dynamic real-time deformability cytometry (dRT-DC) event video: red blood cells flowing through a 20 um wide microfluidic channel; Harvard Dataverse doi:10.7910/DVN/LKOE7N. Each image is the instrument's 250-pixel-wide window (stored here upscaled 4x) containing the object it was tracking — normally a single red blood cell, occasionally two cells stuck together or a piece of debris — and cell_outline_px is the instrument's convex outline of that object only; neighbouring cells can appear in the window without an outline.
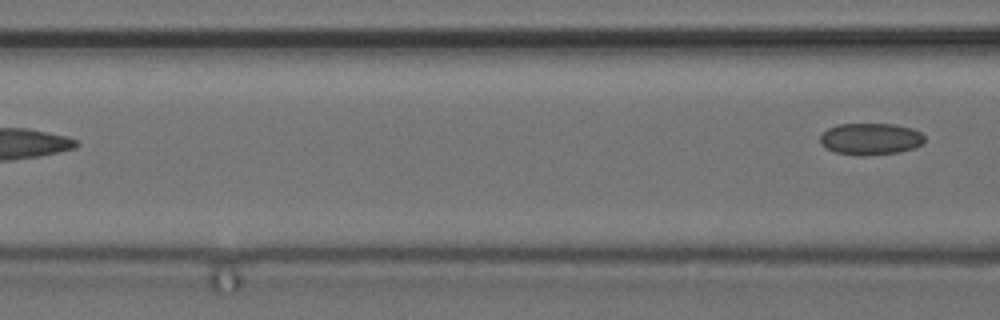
{"species": "common noctule bat (a hibernating species)", "species_latin": "Nyctalus noctula", "temperature_condition": "cold", "stored_images_in_passage": 6, "camera_frame_rate_fps": 3000, "um_per_image_px": 0.085, "animal": {"sex": "female", "body_mass_g": 24.6, "forearm_length_mm": 56.2}, "frame": {"image": 1, "passage_image": 6, "time_ms": 1.667, "image_size_px": [1000, 320], "cell_outline_px": [[924, 144], [916, 148], [900, 152], [864, 156], [856, 156], [836, 152], [824, 148], [820, 144], [820, 136], [828, 128], [836, 124], [892, 124], [912, 128], [920, 132], [924, 136]], "centroid_in_image_um": [74.0, 11.82], "position_along_channel_um": 92.6, "area_um2": 19.65}}